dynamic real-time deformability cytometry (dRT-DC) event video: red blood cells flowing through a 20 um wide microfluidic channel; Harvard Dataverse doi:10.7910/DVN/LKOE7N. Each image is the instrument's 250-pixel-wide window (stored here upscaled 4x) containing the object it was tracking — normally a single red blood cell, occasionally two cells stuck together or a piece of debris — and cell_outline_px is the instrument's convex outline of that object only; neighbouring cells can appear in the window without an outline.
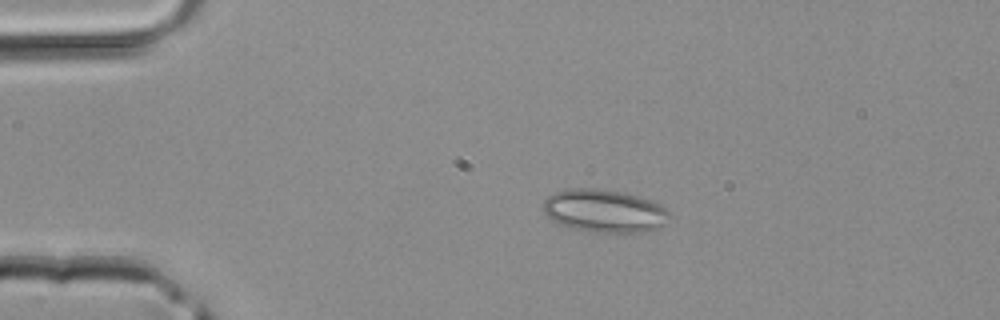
{"species": "common noctule bat (a hibernating species)", "species_latin": "Nyctalus noctula", "temperature_condition": "room temperature", "stored_images_in_passage": 36, "camera_frame_rate_fps": 3000, "um_per_image_px": 0.085, "animal": {"sex": "male", "body_mass_g": 20.4}, "frame": {"image": 1, "passage_image": 1, "time_ms": 0.0, "image_size_px": [1000, 320], "cell_outline_px": [[672, 216], [660, 228], [652, 232], [592, 232], [572, 228], [560, 224], [552, 220], [544, 212], [544, 200], [548, 196], [564, 188], [596, 188], [620, 192], [652, 200], [660, 204]], "centroid_in_image_um": [51.4, 17.93], "position_along_channel_um": 33.6, "area_um2": 31.73}}
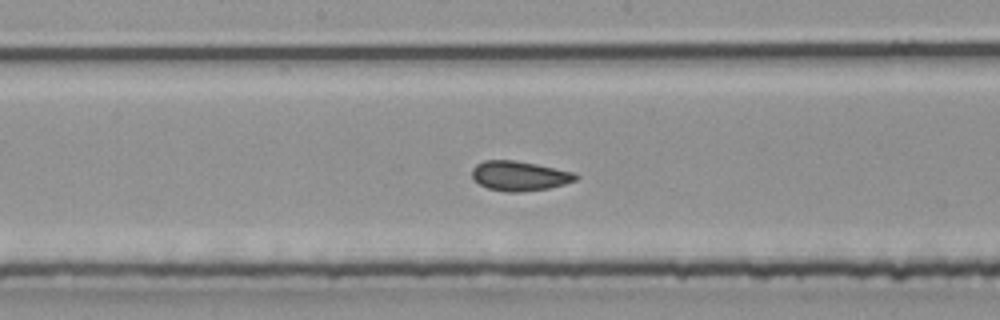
{"frame": {"image": 2, "passage_image": 15, "time_ms": 4.667, "image_size_px": [1000, 320], "cell_outline_px": [[580, 176], [576, 180], [564, 184], [548, 188], [520, 192], [508, 192], [488, 188], [480, 184], [472, 176], [472, 168], [476, 164], [484, 160], [516, 160], [576, 172]], "centroid_in_image_um": [44.18, 14.94], "position_along_channel_um": 204.0, "area_um2": 17.98}}
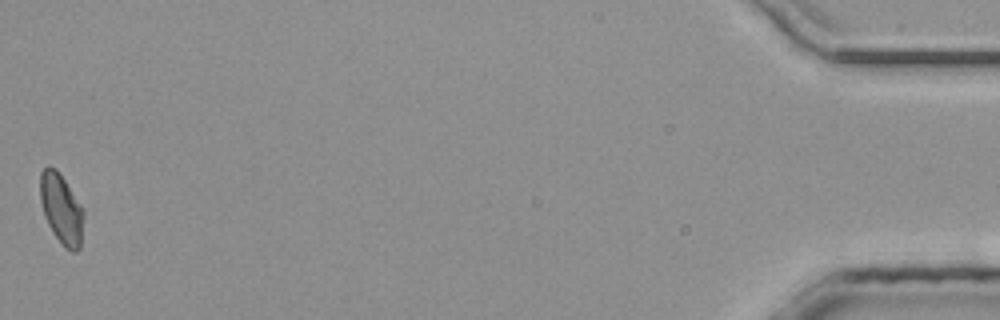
{"frame": {"image": 3, "passage_image": 36, "time_ms": 11.667, "image_size_px": [1000, 320], "cell_outline_px": [[84, 216], [80, 248], [76, 252], [72, 252], [64, 248], [52, 232], [44, 216], [40, 200], [40, 172], [48, 164], [56, 168], [84, 208]], "centroid_in_image_um": [5.22, 17.76], "position_along_channel_um": 430.0, "area_um2": 18.09}}